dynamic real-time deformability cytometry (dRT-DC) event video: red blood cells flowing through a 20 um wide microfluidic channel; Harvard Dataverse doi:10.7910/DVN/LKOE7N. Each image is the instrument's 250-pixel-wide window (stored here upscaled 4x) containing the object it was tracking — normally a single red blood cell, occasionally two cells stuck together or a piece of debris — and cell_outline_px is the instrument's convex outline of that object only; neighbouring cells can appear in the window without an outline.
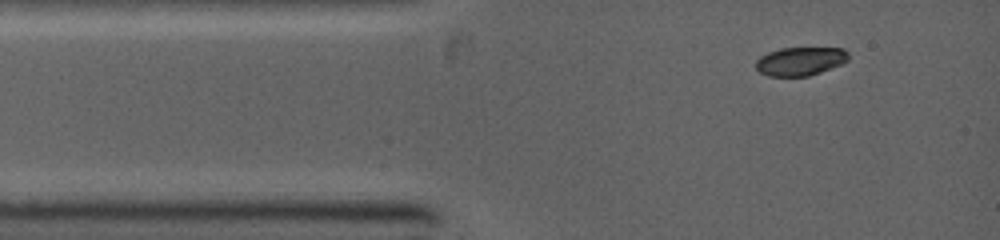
{"species": "common noctule bat (a hibernating species)", "species_latin": "Nyctalus noctula", "temperature_condition": "warm", "stored_images_in_passage": 39, "camera_frame_rate_fps": 5000, "um_per_image_px": 0.085, "animal": {"sex": "female", "body_mass_g": 19.0, "forearm_length_mm": 53.3}, "frame": {"image": 1, "passage_image": 1, "time_ms": 0.0, "image_size_px": [1000, 240], "cell_outline_px": [[848, 60], [840, 64], [820, 72], [808, 76], [768, 76], [760, 72], [756, 68], [756, 60], [760, 56], [768, 52], [780, 48], [844, 48], [848, 52]], "centroid_in_image_um": [68.0, 5.2], "position_along_channel_um": 17.0, "area_um2": 15.32}}
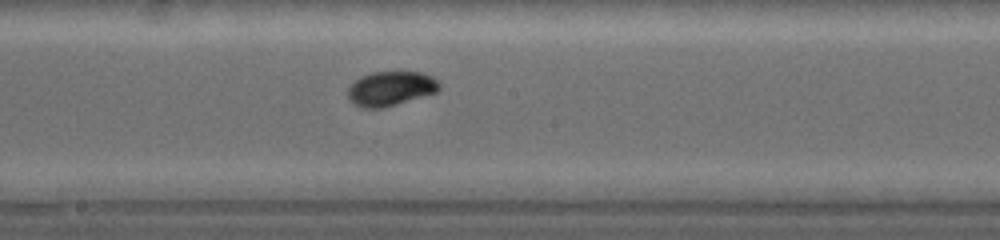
{"frame": {"image": 2, "passage_image": 20, "time_ms": 5.0, "image_size_px": [1000, 240], "cell_outline_px": [[440, 88], [436, 92], [384, 108], [360, 108], [348, 100], [348, 88], [360, 76], [372, 72], [420, 72], [432, 76], [440, 84]], "centroid_in_image_um": [33.18, 7.53], "position_along_channel_um": 215.0, "area_um2": 18.38}}
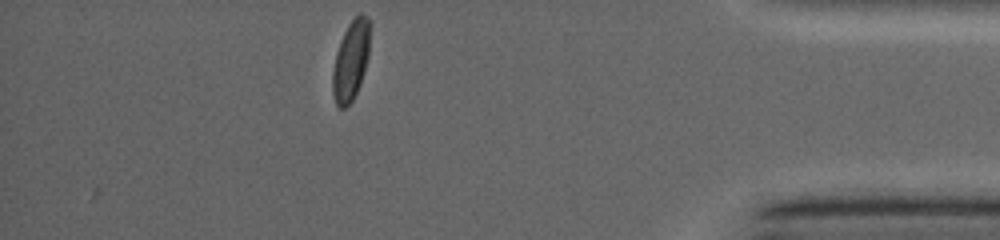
{"frame": {"image": 3, "passage_image": 39, "time_ms": 10.0, "image_size_px": [1000, 240], "cell_outline_px": [[368, 56], [364, 72], [360, 84], [352, 100], [344, 108], [340, 108], [336, 104], [332, 92], [332, 72], [336, 52], [340, 40], [348, 24], [360, 12], [368, 16]], "centroid_in_image_um": [29.79, 5.16], "position_along_channel_um": 405.4, "area_um2": 17.11}}